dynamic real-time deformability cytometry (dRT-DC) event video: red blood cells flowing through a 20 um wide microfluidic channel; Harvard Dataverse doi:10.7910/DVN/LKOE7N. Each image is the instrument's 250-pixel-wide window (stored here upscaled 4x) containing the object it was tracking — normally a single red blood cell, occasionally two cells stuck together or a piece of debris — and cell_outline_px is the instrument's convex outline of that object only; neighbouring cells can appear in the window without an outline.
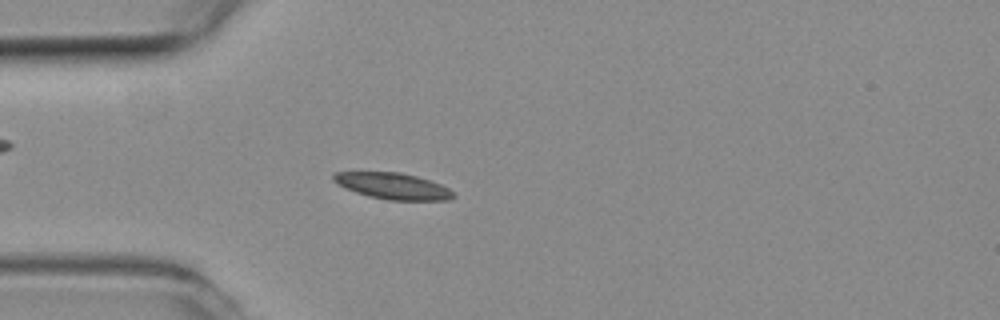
{"species": "common noctule bat (a hibernating species)", "species_latin": "Nyctalus noctula", "temperature_condition": "room temperature", "stored_images_in_passage": 63, "camera_frame_rate_fps": 3000, "um_per_image_px": 0.085, "animal": {"sex": "female", "body_mass_g": 19.3, "forearm_length_mm": 54.1}, "frame": {"image": 1, "passage_image": 16, "time_ms": 5.0, "image_size_px": [1000, 320], "cell_outline_px": [[456, 196], [452, 200], [388, 200], [368, 196], [344, 188], [336, 184], [332, 180], [332, 172], [400, 172], [432, 180], [448, 188]], "centroid_in_image_um": [33.38, 15.81], "position_along_channel_um": 51.6, "area_um2": 18.55}}
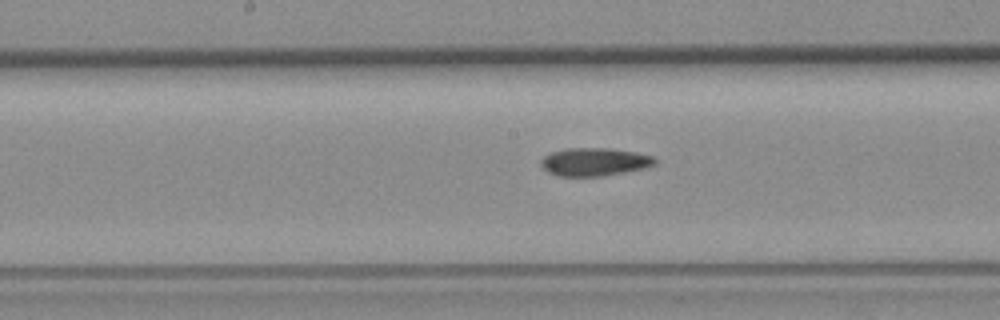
{"frame": {"image": 2, "passage_image": 30, "time_ms": 9.667, "image_size_px": [1000, 320], "cell_outline_px": [[656, 164], [644, 168], [624, 172], [600, 176], [556, 176], [548, 172], [540, 164], [540, 160], [544, 156], [552, 152], [564, 148], [608, 148], [636, 152], [652, 156], [656, 160]], "centroid_in_image_um": [50.5, 13.75], "position_along_channel_um": 197.7, "area_um2": 18.61}}
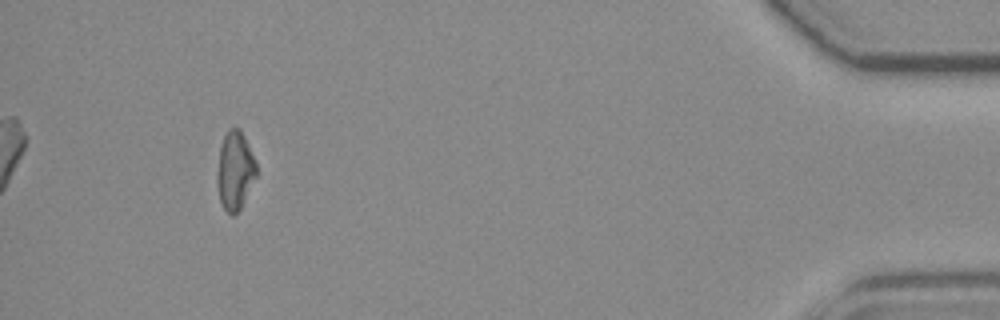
{"frame": {"image": 3, "passage_image": 58, "time_ms": 19.0, "image_size_px": [1000, 320], "cell_outline_px": [[256, 176], [240, 208], [232, 216], [224, 208], [220, 200], [216, 180], [216, 176], [220, 148], [224, 136], [228, 128], [240, 128], [256, 160]], "centroid_in_image_um": [19.96, 14.47], "position_along_channel_um": 415.2, "area_um2": 17.74}, "authors_computed_cell_mechanics": {"area_um2": 18.6116, "velocity_mm_per_s": 3.5297, "shape_relaxation_time_tau1_ms": null, "shape_relaxation_time_tau2_ms": 7.6238, "deformation_change_tau1": null, "deformation_change_tau2": 0.1497}}